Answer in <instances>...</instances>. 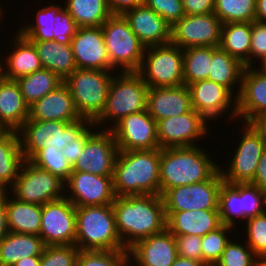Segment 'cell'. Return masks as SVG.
Returning <instances> with one entry per match:
<instances>
[{
	"label": "cell",
	"mask_w": 266,
	"mask_h": 266,
	"mask_svg": "<svg viewBox=\"0 0 266 266\" xmlns=\"http://www.w3.org/2000/svg\"><path fill=\"white\" fill-rule=\"evenodd\" d=\"M112 205L116 229L126 249L166 229L161 195L116 196Z\"/></svg>",
	"instance_id": "obj_1"
},
{
	"label": "cell",
	"mask_w": 266,
	"mask_h": 266,
	"mask_svg": "<svg viewBox=\"0 0 266 266\" xmlns=\"http://www.w3.org/2000/svg\"><path fill=\"white\" fill-rule=\"evenodd\" d=\"M161 148L118 151L113 184L116 196L160 195Z\"/></svg>",
	"instance_id": "obj_2"
},
{
	"label": "cell",
	"mask_w": 266,
	"mask_h": 266,
	"mask_svg": "<svg viewBox=\"0 0 266 266\" xmlns=\"http://www.w3.org/2000/svg\"><path fill=\"white\" fill-rule=\"evenodd\" d=\"M201 147V148H200ZM202 146L161 148L160 195L168 189L208 180L218 169Z\"/></svg>",
	"instance_id": "obj_3"
},
{
	"label": "cell",
	"mask_w": 266,
	"mask_h": 266,
	"mask_svg": "<svg viewBox=\"0 0 266 266\" xmlns=\"http://www.w3.org/2000/svg\"><path fill=\"white\" fill-rule=\"evenodd\" d=\"M80 250H128L118 235L113 205L76 207V240Z\"/></svg>",
	"instance_id": "obj_4"
},
{
	"label": "cell",
	"mask_w": 266,
	"mask_h": 266,
	"mask_svg": "<svg viewBox=\"0 0 266 266\" xmlns=\"http://www.w3.org/2000/svg\"><path fill=\"white\" fill-rule=\"evenodd\" d=\"M147 84L137 72H117L111 81L105 108L94 122L97 129L109 130L129 114L147 110ZM110 127H105L106 123ZM100 126V127H99ZM102 126V127H101Z\"/></svg>",
	"instance_id": "obj_5"
},
{
	"label": "cell",
	"mask_w": 266,
	"mask_h": 266,
	"mask_svg": "<svg viewBox=\"0 0 266 266\" xmlns=\"http://www.w3.org/2000/svg\"><path fill=\"white\" fill-rule=\"evenodd\" d=\"M114 71L75 69L65 80L81 119L94 123L102 114Z\"/></svg>",
	"instance_id": "obj_6"
},
{
	"label": "cell",
	"mask_w": 266,
	"mask_h": 266,
	"mask_svg": "<svg viewBox=\"0 0 266 266\" xmlns=\"http://www.w3.org/2000/svg\"><path fill=\"white\" fill-rule=\"evenodd\" d=\"M93 123L80 119L62 121H26L18 130L24 159L29 160L41 148L62 150L76 141Z\"/></svg>",
	"instance_id": "obj_7"
},
{
	"label": "cell",
	"mask_w": 266,
	"mask_h": 266,
	"mask_svg": "<svg viewBox=\"0 0 266 266\" xmlns=\"http://www.w3.org/2000/svg\"><path fill=\"white\" fill-rule=\"evenodd\" d=\"M101 28L111 67L117 72H137L145 46L132 31L124 15L112 14Z\"/></svg>",
	"instance_id": "obj_8"
},
{
	"label": "cell",
	"mask_w": 266,
	"mask_h": 266,
	"mask_svg": "<svg viewBox=\"0 0 266 266\" xmlns=\"http://www.w3.org/2000/svg\"><path fill=\"white\" fill-rule=\"evenodd\" d=\"M137 73L148 87L183 85V49L171 43L145 47L142 63Z\"/></svg>",
	"instance_id": "obj_9"
},
{
	"label": "cell",
	"mask_w": 266,
	"mask_h": 266,
	"mask_svg": "<svg viewBox=\"0 0 266 266\" xmlns=\"http://www.w3.org/2000/svg\"><path fill=\"white\" fill-rule=\"evenodd\" d=\"M64 183L58 176L25 159L14 185L8 191L17 200L43 205L65 196Z\"/></svg>",
	"instance_id": "obj_10"
},
{
	"label": "cell",
	"mask_w": 266,
	"mask_h": 266,
	"mask_svg": "<svg viewBox=\"0 0 266 266\" xmlns=\"http://www.w3.org/2000/svg\"><path fill=\"white\" fill-rule=\"evenodd\" d=\"M241 123L243 126L238 129L243 130L237 137L239 144L233 149L229 167L224 170L222 165L219 166L223 181L229 184L250 183L255 176L261 154L266 149L264 140L252 125L242 121Z\"/></svg>",
	"instance_id": "obj_11"
},
{
	"label": "cell",
	"mask_w": 266,
	"mask_h": 266,
	"mask_svg": "<svg viewBox=\"0 0 266 266\" xmlns=\"http://www.w3.org/2000/svg\"><path fill=\"white\" fill-rule=\"evenodd\" d=\"M223 182L218 169L208 180L168 189L162 195L165 211L218 209Z\"/></svg>",
	"instance_id": "obj_12"
},
{
	"label": "cell",
	"mask_w": 266,
	"mask_h": 266,
	"mask_svg": "<svg viewBox=\"0 0 266 266\" xmlns=\"http://www.w3.org/2000/svg\"><path fill=\"white\" fill-rule=\"evenodd\" d=\"M39 236L46 246L75 244L76 207L67 197L42 205Z\"/></svg>",
	"instance_id": "obj_13"
},
{
	"label": "cell",
	"mask_w": 266,
	"mask_h": 266,
	"mask_svg": "<svg viewBox=\"0 0 266 266\" xmlns=\"http://www.w3.org/2000/svg\"><path fill=\"white\" fill-rule=\"evenodd\" d=\"M222 23L214 13L184 15L171 26L170 43L182 49L219 47Z\"/></svg>",
	"instance_id": "obj_14"
},
{
	"label": "cell",
	"mask_w": 266,
	"mask_h": 266,
	"mask_svg": "<svg viewBox=\"0 0 266 266\" xmlns=\"http://www.w3.org/2000/svg\"><path fill=\"white\" fill-rule=\"evenodd\" d=\"M187 87L191 95L192 108L208 123L214 120L216 122L220 116L224 119L223 115L228 112H230L229 115L227 114L228 120L230 118L236 122L237 97L229 89L210 80L196 81Z\"/></svg>",
	"instance_id": "obj_15"
},
{
	"label": "cell",
	"mask_w": 266,
	"mask_h": 266,
	"mask_svg": "<svg viewBox=\"0 0 266 266\" xmlns=\"http://www.w3.org/2000/svg\"><path fill=\"white\" fill-rule=\"evenodd\" d=\"M207 122L208 121L194 109L183 115L158 121L159 147L198 146V141L204 139L206 135L209 134L210 123Z\"/></svg>",
	"instance_id": "obj_16"
},
{
	"label": "cell",
	"mask_w": 266,
	"mask_h": 266,
	"mask_svg": "<svg viewBox=\"0 0 266 266\" xmlns=\"http://www.w3.org/2000/svg\"><path fill=\"white\" fill-rule=\"evenodd\" d=\"M64 186L65 197L75 207L110 205L116 198L113 176L72 171Z\"/></svg>",
	"instance_id": "obj_17"
},
{
	"label": "cell",
	"mask_w": 266,
	"mask_h": 266,
	"mask_svg": "<svg viewBox=\"0 0 266 266\" xmlns=\"http://www.w3.org/2000/svg\"><path fill=\"white\" fill-rule=\"evenodd\" d=\"M119 151L160 148L157 122L148 110L129 114L111 129Z\"/></svg>",
	"instance_id": "obj_18"
},
{
	"label": "cell",
	"mask_w": 266,
	"mask_h": 266,
	"mask_svg": "<svg viewBox=\"0 0 266 266\" xmlns=\"http://www.w3.org/2000/svg\"><path fill=\"white\" fill-rule=\"evenodd\" d=\"M118 151L112 132L109 129H97L87 139L72 170L99 176H113Z\"/></svg>",
	"instance_id": "obj_19"
},
{
	"label": "cell",
	"mask_w": 266,
	"mask_h": 266,
	"mask_svg": "<svg viewBox=\"0 0 266 266\" xmlns=\"http://www.w3.org/2000/svg\"><path fill=\"white\" fill-rule=\"evenodd\" d=\"M70 42L77 68L114 71L101 26L77 28Z\"/></svg>",
	"instance_id": "obj_20"
},
{
	"label": "cell",
	"mask_w": 266,
	"mask_h": 266,
	"mask_svg": "<svg viewBox=\"0 0 266 266\" xmlns=\"http://www.w3.org/2000/svg\"><path fill=\"white\" fill-rule=\"evenodd\" d=\"M128 250L130 266H171L178 257L174 235L167 229L137 241Z\"/></svg>",
	"instance_id": "obj_21"
},
{
	"label": "cell",
	"mask_w": 266,
	"mask_h": 266,
	"mask_svg": "<svg viewBox=\"0 0 266 266\" xmlns=\"http://www.w3.org/2000/svg\"><path fill=\"white\" fill-rule=\"evenodd\" d=\"M236 104L237 121L244 123L266 112V72L262 68H244Z\"/></svg>",
	"instance_id": "obj_22"
},
{
	"label": "cell",
	"mask_w": 266,
	"mask_h": 266,
	"mask_svg": "<svg viewBox=\"0 0 266 266\" xmlns=\"http://www.w3.org/2000/svg\"><path fill=\"white\" fill-rule=\"evenodd\" d=\"M191 95L186 85L175 87H149L147 110L156 121L177 117L191 111Z\"/></svg>",
	"instance_id": "obj_23"
},
{
	"label": "cell",
	"mask_w": 266,
	"mask_h": 266,
	"mask_svg": "<svg viewBox=\"0 0 266 266\" xmlns=\"http://www.w3.org/2000/svg\"><path fill=\"white\" fill-rule=\"evenodd\" d=\"M123 15L145 47L170 43L171 25L145 4L130 9Z\"/></svg>",
	"instance_id": "obj_24"
},
{
	"label": "cell",
	"mask_w": 266,
	"mask_h": 266,
	"mask_svg": "<svg viewBox=\"0 0 266 266\" xmlns=\"http://www.w3.org/2000/svg\"><path fill=\"white\" fill-rule=\"evenodd\" d=\"M68 86L63 83L29 107L27 121H62L73 123L80 120Z\"/></svg>",
	"instance_id": "obj_25"
},
{
	"label": "cell",
	"mask_w": 266,
	"mask_h": 266,
	"mask_svg": "<svg viewBox=\"0 0 266 266\" xmlns=\"http://www.w3.org/2000/svg\"><path fill=\"white\" fill-rule=\"evenodd\" d=\"M166 229L174 236H204L222 225L218 209L165 211Z\"/></svg>",
	"instance_id": "obj_26"
},
{
	"label": "cell",
	"mask_w": 266,
	"mask_h": 266,
	"mask_svg": "<svg viewBox=\"0 0 266 266\" xmlns=\"http://www.w3.org/2000/svg\"><path fill=\"white\" fill-rule=\"evenodd\" d=\"M13 37V44H10V48L14 45L11 48L13 50L8 55H3L6 56L3 59L4 76L9 80H17L43 68L33 43L17 31Z\"/></svg>",
	"instance_id": "obj_27"
},
{
	"label": "cell",
	"mask_w": 266,
	"mask_h": 266,
	"mask_svg": "<svg viewBox=\"0 0 266 266\" xmlns=\"http://www.w3.org/2000/svg\"><path fill=\"white\" fill-rule=\"evenodd\" d=\"M29 118V106L16 80L0 83V123L10 131H18Z\"/></svg>",
	"instance_id": "obj_28"
},
{
	"label": "cell",
	"mask_w": 266,
	"mask_h": 266,
	"mask_svg": "<svg viewBox=\"0 0 266 266\" xmlns=\"http://www.w3.org/2000/svg\"><path fill=\"white\" fill-rule=\"evenodd\" d=\"M31 42L37 50L43 68L58 74L63 80L77 69L71 42L54 40Z\"/></svg>",
	"instance_id": "obj_29"
},
{
	"label": "cell",
	"mask_w": 266,
	"mask_h": 266,
	"mask_svg": "<svg viewBox=\"0 0 266 266\" xmlns=\"http://www.w3.org/2000/svg\"><path fill=\"white\" fill-rule=\"evenodd\" d=\"M6 209L9 232L39 235L42 205L22 202L6 191Z\"/></svg>",
	"instance_id": "obj_30"
},
{
	"label": "cell",
	"mask_w": 266,
	"mask_h": 266,
	"mask_svg": "<svg viewBox=\"0 0 266 266\" xmlns=\"http://www.w3.org/2000/svg\"><path fill=\"white\" fill-rule=\"evenodd\" d=\"M45 246L39 235L9 232L0 241V266H12L22 258L41 256Z\"/></svg>",
	"instance_id": "obj_31"
},
{
	"label": "cell",
	"mask_w": 266,
	"mask_h": 266,
	"mask_svg": "<svg viewBox=\"0 0 266 266\" xmlns=\"http://www.w3.org/2000/svg\"><path fill=\"white\" fill-rule=\"evenodd\" d=\"M24 160L19 133L10 131L0 140V192L14 185Z\"/></svg>",
	"instance_id": "obj_32"
},
{
	"label": "cell",
	"mask_w": 266,
	"mask_h": 266,
	"mask_svg": "<svg viewBox=\"0 0 266 266\" xmlns=\"http://www.w3.org/2000/svg\"><path fill=\"white\" fill-rule=\"evenodd\" d=\"M244 68L238 59L217 47L212 53L208 80L223 85L237 97Z\"/></svg>",
	"instance_id": "obj_33"
},
{
	"label": "cell",
	"mask_w": 266,
	"mask_h": 266,
	"mask_svg": "<svg viewBox=\"0 0 266 266\" xmlns=\"http://www.w3.org/2000/svg\"><path fill=\"white\" fill-rule=\"evenodd\" d=\"M251 22L222 24L219 47L249 67Z\"/></svg>",
	"instance_id": "obj_34"
},
{
	"label": "cell",
	"mask_w": 266,
	"mask_h": 266,
	"mask_svg": "<svg viewBox=\"0 0 266 266\" xmlns=\"http://www.w3.org/2000/svg\"><path fill=\"white\" fill-rule=\"evenodd\" d=\"M77 27H98L112 15L106 0H64Z\"/></svg>",
	"instance_id": "obj_35"
},
{
	"label": "cell",
	"mask_w": 266,
	"mask_h": 266,
	"mask_svg": "<svg viewBox=\"0 0 266 266\" xmlns=\"http://www.w3.org/2000/svg\"><path fill=\"white\" fill-rule=\"evenodd\" d=\"M16 81L29 107L64 83V80L58 74L46 68L22 76Z\"/></svg>",
	"instance_id": "obj_36"
},
{
	"label": "cell",
	"mask_w": 266,
	"mask_h": 266,
	"mask_svg": "<svg viewBox=\"0 0 266 266\" xmlns=\"http://www.w3.org/2000/svg\"><path fill=\"white\" fill-rule=\"evenodd\" d=\"M217 47H190L183 49L184 85L208 80L212 53Z\"/></svg>",
	"instance_id": "obj_37"
},
{
	"label": "cell",
	"mask_w": 266,
	"mask_h": 266,
	"mask_svg": "<svg viewBox=\"0 0 266 266\" xmlns=\"http://www.w3.org/2000/svg\"><path fill=\"white\" fill-rule=\"evenodd\" d=\"M63 8L64 5H55V3L48 6L44 5L37 10L35 22L30 20V23L27 22L25 25L23 23V26L21 25L16 31L30 41L53 40L54 18Z\"/></svg>",
	"instance_id": "obj_38"
},
{
	"label": "cell",
	"mask_w": 266,
	"mask_h": 266,
	"mask_svg": "<svg viewBox=\"0 0 266 266\" xmlns=\"http://www.w3.org/2000/svg\"><path fill=\"white\" fill-rule=\"evenodd\" d=\"M218 212L222 224L237 230L238 220L242 221L241 183H222L219 192Z\"/></svg>",
	"instance_id": "obj_39"
},
{
	"label": "cell",
	"mask_w": 266,
	"mask_h": 266,
	"mask_svg": "<svg viewBox=\"0 0 266 266\" xmlns=\"http://www.w3.org/2000/svg\"><path fill=\"white\" fill-rule=\"evenodd\" d=\"M256 0H214L213 13L222 24L255 21Z\"/></svg>",
	"instance_id": "obj_40"
},
{
	"label": "cell",
	"mask_w": 266,
	"mask_h": 266,
	"mask_svg": "<svg viewBox=\"0 0 266 266\" xmlns=\"http://www.w3.org/2000/svg\"><path fill=\"white\" fill-rule=\"evenodd\" d=\"M29 161L35 166L58 176L64 182L73 171L62 150L56 148H41Z\"/></svg>",
	"instance_id": "obj_41"
},
{
	"label": "cell",
	"mask_w": 266,
	"mask_h": 266,
	"mask_svg": "<svg viewBox=\"0 0 266 266\" xmlns=\"http://www.w3.org/2000/svg\"><path fill=\"white\" fill-rule=\"evenodd\" d=\"M232 229L234 230V228L222 224L216 230L201 237L202 258L205 264L214 266L219 261L226 244L231 239L229 235L234 233Z\"/></svg>",
	"instance_id": "obj_42"
},
{
	"label": "cell",
	"mask_w": 266,
	"mask_h": 266,
	"mask_svg": "<svg viewBox=\"0 0 266 266\" xmlns=\"http://www.w3.org/2000/svg\"><path fill=\"white\" fill-rule=\"evenodd\" d=\"M236 240L238 239L234 237L233 240L231 237L219 261L214 266H261L262 261L253 253L250 246L245 241Z\"/></svg>",
	"instance_id": "obj_43"
},
{
	"label": "cell",
	"mask_w": 266,
	"mask_h": 266,
	"mask_svg": "<svg viewBox=\"0 0 266 266\" xmlns=\"http://www.w3.org/2000/svg\"><path fill=\"white\" fill-rule=\"evenodd\" d=\"M76 266H130L129 250H80Z\"/></svg>",
	"instance_id": "obj_44"
},
{
	"label": "cell",
	"mask_w": 266,
	"mask_h": 266,
	"mask_svg": "<svg viewBox=\"0 0 266 266\" xmlns=\"http://www.w3.org/2000/svg\"><path fill=\"white\" fill-rule=\"evenodd\" d=\"M244 224L247 236H244L243 241H246L253 253L263 261L266 258V211L247 219Z\"/></svg>",
	"instance_id": "obj_45"
},
{
	"label": "cell",
	"mask_w": 266,
	"mask_h": 266,
	"mask_svg": "<svg viewBox=\"0 0 266 266\" xmlns=\"http://www.w3.org/2000/svg\"><path fill=\"white\" fill-rule=\"evenodd\" d=\"M242 221L266 211V192L251 183H241Z\"/></svg>",
	"instance_id": "obj_46"
},
{
	"label": "cell",
	"mask_w": 266,
	"mask_h": 266,
	"mask_svg": "<svg viewBox=\"0 0 266 266\" xmlns=\"http://www.w3.org/2000/svg\"><path fill=\"white\" fill-rule=\"evenodd\" d=\"M80 249L75 245H47L40 266H76Z\"/></svg>",
	"instance_id": "obj_47"
},
{
	"label": "cell",
	"mask_w": 266,
	"mask_h": 266,
	"mask_svg": "<svg viewBox=\"0 0 266 266\" xmlns=\"http://www.w3.org/2000/svg\"><path fill=\"white\" fill-rule=\"evenodd\" d=\"M255 59V60H254ZM266 60V23L251 22V45L249 54V67L256 66L255 61L260 64Z\"/></svg>",
	"instance_id": "obj_48"
},
{
	"label": "cell",
	"mask_w": 266,
	"mask_h": 266,
	"mask_svg": "<svg viewBox=\"0 0 266 266\" xmlns=\"http://www.w3.org/2000/svg\"><path fill=\"white\" fill-rule=\"evenodd\" d=\"M144 4L171 26L185 15L181 0H145Z\"/></svg>",
	"instance_id": "obj_49"
},
{
	"label": "cell",
	"mask_w": 266,
	"mask_h": 266,
	"mask_svg": "<svg viewBox=\"0 0 266 266\" xmlns=\"http://www.w3.org/2000/svg\"><path fill=\"white\" fill-rule=\"evenodd\" d=\"M178 256L203 262L201 236L183 235L174 236Z\"/></svg>",
	"instance_id": "obj_50"
},
{
	"label": "cell",
	"mask_w": 266,
	"mask_h": 266,
	"mask_svg": "<svg viewBox=\"0 0 266 266\" xmlns=\"http://www.w3.org/2000/svg\"><path fill=\"white\" fill-rule=\"evenodd\" d=\"M54 20L53 40L70 42L78 28L71 15L63 8Z\"/></svg>",
	"instance_id": "obj_51"
},
{
	"label": "cell",
	"mask_w": 266,
	"mask_h": 266,
	"mask_svg": "<svg viewBox=\"0 0 266 266\" xmlns=\"http://www.w3.org/2000/svg\"><path fill=\"white\" fill-rule=\"evenodd\" d=\"M96 128V125L93 123L76 141H72V143L68 144L62 149L63 155L71 166L77 162L78 157L82 153L84 144L86 143L87 139L96 131L94 130Z\"/></svg>",
	"instance_id": "obj_52"
},
{
	"label": "cell",
	"mask_w": 266,
	"mask_h": 266,
	"mask_svg": "<svg viewBox=\"0 0 266 266\" xmlns=\"http://www.w3.org/2000/svg\"><path fill=\"white\" fill-rule=\"evenodd\" d=\"M186 15L209 14L214 11V0H181Z\"/></svg>",
	"instance_id": "obj_53"
},
{
	"label": "cell",
	"mask_w": 266,
	"mask_h": 266,
	"mask_svg": "<svg viewBox=\"0 0 266 266\" xmlns=\"http://www.w3.org/2000/svg\"><path fill=\"white\" fill-rule=\"evenodd\" d=\"M112 14L123 15L126 11L144 4L145 0H106Z\"/></svg>",
	"instance_id": "obj_54"
},
{
	"label": "cell",
	"mask_w": 266,
	"mask_h": 266,
	"mask_svg": "<svg viewBox=\"0 0 266 266\" xmlns=\"http://www.w3.org/2000/svg\"><path fill=\"white\" fill-rule=\"evenodd\" d=\"M250 183L257 186L261 191L266 192V149L261 154L255 176Z\"/></svg>",
	"instance_id": "obj_55"
},
{
	"label": "cell",
	"mask_w": 266,
	"mask_h": 266,
	"mask_svg": "<svg viewBox=\"0 0 266 266\" xmlns=\"http://www.w3.org/2000/svg\"><path fill=\"white\" fill-rule=\"evenodd\" d=\"M9 233L7 226L6 191L0 192V241Z\"/></svg>",
	"instance_id": "obj_56"
},
{
	"label": "cell",
	"mask_w": 266,
	"mask_h": 266,
	"mask_svg": "<svg viewBox=\"0 0 266 266\" xmlns=\"http://www.w3.org/2000/svg\"><path fill=\"white\" fill-rule=\"evenodd\" d=\"M250 124L260 134L266 145V112L256 116Z\"/></svg>",
	"instance_id": "obj_57"
},
{
	"label": "cell",
	"mask_w": 266,
	"mask_h": 266,
	"mask_svg": "<svg viewBox=\"0 0 266 266\" xmlns=\"http://www.w3.org/2000/svg\"><path fill=\"white\" fill-rule=\"evenodd\" d=\"M255 20L266 23V0H256Z\"/></svg>",
	"instance_id": "obj_58"
},
{
	"label": "cell",
	"mask_w": 266,
	"mask_h": 266,
	"mask_svg": "<svg viewBox=\"0 0 266 266\" xmlns=\"http://www.w3.org/2000/svg\"><path fill=\"white\" fill-rule=\"evenodd\" d=\"M171 266H208L204 262L178 256Z\"/></svg>",
	"instance_id": "obj_59"
},
{
	"label": "cell",
	"mask_w": 266,
	"mask_h": 266,
	"mask_svg": "<svg viewBox=\"0 0 266 266\" xmlns=\"http://www.w3.org/2000/svg\"><path fill=\"white\" fill-rule=\"evenodd\" d=\"M41 256H30L20 259L12 266H40Z\"/></svg>",
	"instance_id": "obj_60"
},
{
	"label": "cell",
	"mask_w": 266,
	"mask_h": 266,
	"mask_svg": "<svg viewBox=\"0 0 266 266\" xmlns=\"http://www.w3.org/2000/svg\"><path fill=\"white\" fill-rule=\"evenodd\" d=\"M9 132L10 130L3 123H0V140L4 138Z\"/></svg>",
	"instance_id": "obj_61"
},
{
	"label": "cell",
	"mask_w": 266,
	"mask_h": 266,
	"mask_svg": "<svg viewBox=\"0 0 266 266\" xmlns=\"http://www.w3.org/2000/svg\"><path fill=\"white\" fill-rule=\"evenodd\" d=\"M1 56L2 55H0V83L5 79V76H4V64H3V59H2L3 56L2 57Z\"/></svg>",
	"instance_id": "obj_62"
},
{
	"label": "cell",
	"mask_w": 266,
	"mask_h": 266,
	"mask_svg": "<svg viewBox=\"0 0 266 266\" xmlns=\"http://www.w3.org/2000/svg\"><path fill=\"white\" fill-rule=\"evenodd\" d=\"M2 8H4V7H2V5L0 4V22H2V20H1V18L3 19L4 17V14H5V12L3 11L4 9H2ZM4 12V13H3ZM2 23H0V25H1Z\"/></svg>",
	"instance_id": "obj_63"
},
{
	"label": "cell",
	"mask_w": 266,
	"mask_h": 266,
	"mask_svg": "<svg viewBox=\"0 0 266 266\" xmlns=\"http://www.w3.org/2000/svg\"><path fill=\"white\" fill-rule=\"evenodd\" d=\"M260 68H262L266 72V60L263 62Z\"/></svg>",
	"instance_id": "obj_64"
},
{
	"label": "cell",
	"mask_w": 266,
	"mask_h": 266,
	"mask_svg": "<svg viewBox=\"0 0 266 266\" xmlns=\"http://www.w3.org/2000/svg\"><path fill=\"white\" fill-rule=\"evenodd\" d=\"M261 266H266V258L262 261V265Z\"/></svg>",
	"instance_id": "obj_65"
}]
</instances>
